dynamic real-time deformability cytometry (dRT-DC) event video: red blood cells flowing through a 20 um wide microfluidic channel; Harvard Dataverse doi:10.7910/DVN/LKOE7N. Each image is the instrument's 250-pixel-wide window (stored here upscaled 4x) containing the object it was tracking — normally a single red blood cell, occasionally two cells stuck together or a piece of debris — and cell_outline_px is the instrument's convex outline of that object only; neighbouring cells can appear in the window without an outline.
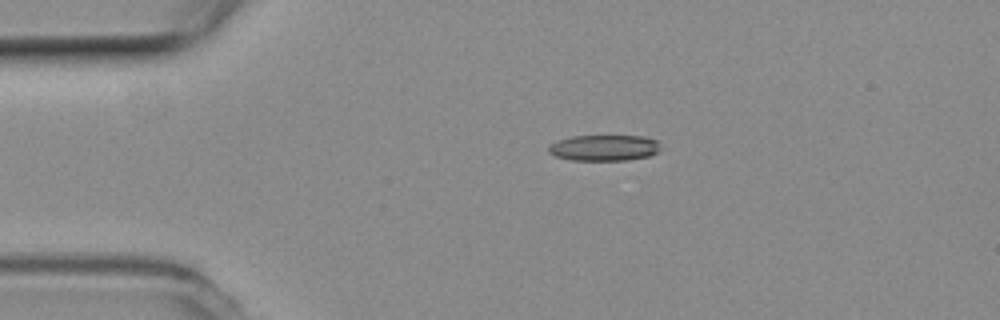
{"species": "common noctule bat (a hibernating species)", "species_latin": "Nyctalus noctula", "temperature_condition": "room temperature", "stored_images_in_passage": 3, "camera_frame_rate_fps": 3000, "um_per_image_px": 0.085, "animal": {"sex": "female", "body_mass_g": 19.3, "forearm_length_mm": 54.1}, "frame": {"image": 1, "passage_image": 2, "time_ms": 0.333, "image_size_px": [1000, 320], "cell_outline_px": [[664, 148], [660, 152], [648, 156], [628, 160], [572, 160], [556, 156], [548, 152], [548, 144], [572, 136], [644, 136], [656, 140]], "centroid_in_image_um": [51.41, 12.56], "position_along_channel_um": 33.6, "area_um2": 17.11}}